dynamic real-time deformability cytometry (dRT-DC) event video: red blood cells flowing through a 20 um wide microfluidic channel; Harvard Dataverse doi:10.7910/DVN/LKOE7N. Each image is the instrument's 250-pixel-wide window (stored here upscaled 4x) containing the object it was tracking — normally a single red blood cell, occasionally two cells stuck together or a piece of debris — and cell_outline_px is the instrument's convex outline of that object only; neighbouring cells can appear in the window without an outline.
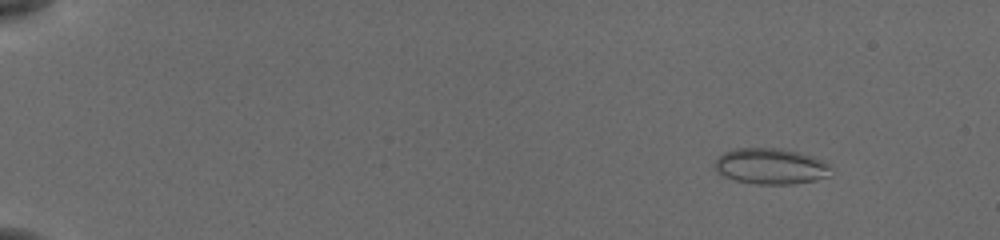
{"species": "common noctule bat (a hibernating species)", "species_latin": "Nyctalus noctula", "temperature_condition": "cold", "stored_images_in_passage": 50, "camera_frame_rate_fps": 3000, "um_per_image_px": 0.085, "animal": {"sex": "female", "body_mass_g": 19.5, "forearm_length_mm": 54.1}, "frame": {"image": 1, "passage_image": 1, "time_ms": 0.0, "image_size_px": [1000, 240], "cell_outline_px": [[828, 168], [824, 176], [816, 180], [792, 184], [756, 184], [736, 180], [724, 176], [712, 164], [724, 152], [736, 148], [772, 148], [796, 152], [812, 156], [824, 160], [828, 164]], "centroid_in_image_um": [65.45, 14.13], "position_along_channel_um": 19.5, "area_um2": 23.76}}
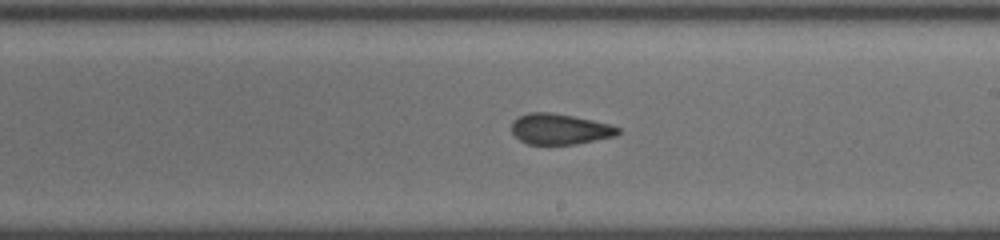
{"frame": {"image": 2, "passage_image": 29, "time_ms": 9.333, "image_size_px": [1000, 240], "cell_outline_px": [[620, 132], [616, 136], [576, 144], [528, 144], [520, 140], [512, 132], [512, 120], [528, 112], [548, 112], [572, 116], [608, 124], [620, 128]], "centroid_in_image_um": [47.57, 10.97], "position_along_channel_um": 241.4, "area_um2": 18.84}}
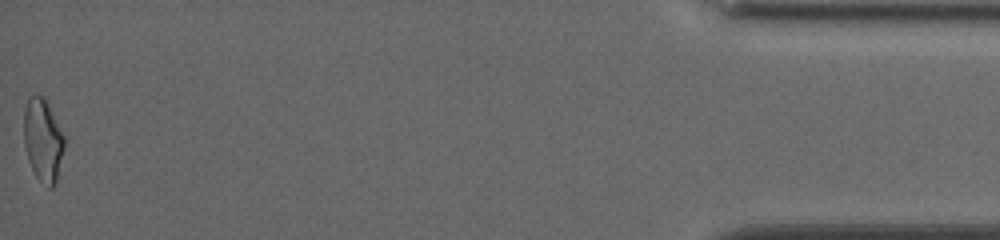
{"frame": {"image": 3, "passage_image": 50, "time_ms": 16.333, "image_size_px": [1000, 240], "cell_outline_px": [[64, 148], [56, 180], [52, 188], [48, 188], [36, 176], [28, 160], [24, 144], [24, 108], [28, 96], [44, 96], [64, 136]], "centroid_in_image_um": [3.63, 11.9], "position_along_channel_um": 431.6, "area_um2": 19.31}, "authors_computed_cell_mechanics": {"area_um2": 19.3919, "velocity_mm_per_s": 3.8586, "shape_relaxation_time_tau1_ms": null, "shape_relaxation_time_tau2_ms": 2.1927, "deformation_change_tau1": null, "deformation_change_tau2": 0.0833}}